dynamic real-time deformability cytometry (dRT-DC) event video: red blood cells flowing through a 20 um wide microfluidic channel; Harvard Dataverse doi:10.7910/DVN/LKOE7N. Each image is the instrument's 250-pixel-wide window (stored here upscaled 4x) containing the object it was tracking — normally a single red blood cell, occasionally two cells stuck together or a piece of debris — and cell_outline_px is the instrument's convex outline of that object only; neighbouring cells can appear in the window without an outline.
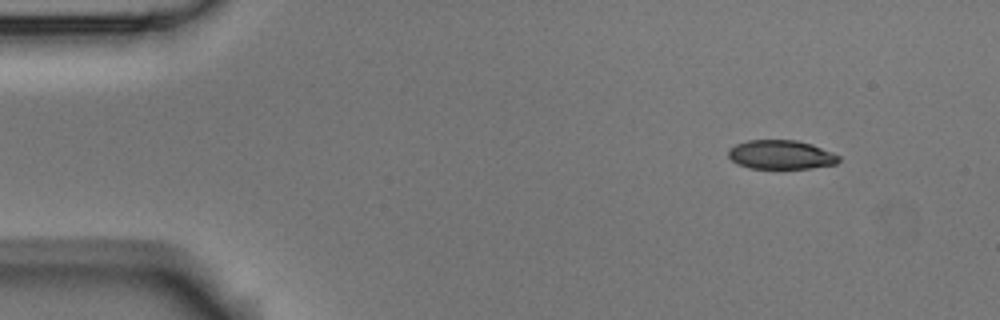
{"species": "Egyptian fruit bat (a non-hibernating species)", "species_latin": "Rousettus aegyptiacus", "temperature_condition": "room temperature", "stored_images_in_passage": 4, "camera_frame_rate_fps": 3000, "um_per_image_px": 0.085, "animal": {"sex": "male"}, "frame": {"image": 1, "passage_image": 1, "time_ms": 0.0, "image_size_px": [1000, 320], "cell_outline_px": [[840, 160], [836, 164], [812, 168], [748, 168], [736, 164], [728, 156], [728, 148], [736, 144], [748, 140], [796, 140], [812, 144], [832, 152], [840, 156]], "centroid_in_image_um": [66.37, 13.15], "position_along_channel_um": 18.6, "area_um2": 18.79}}
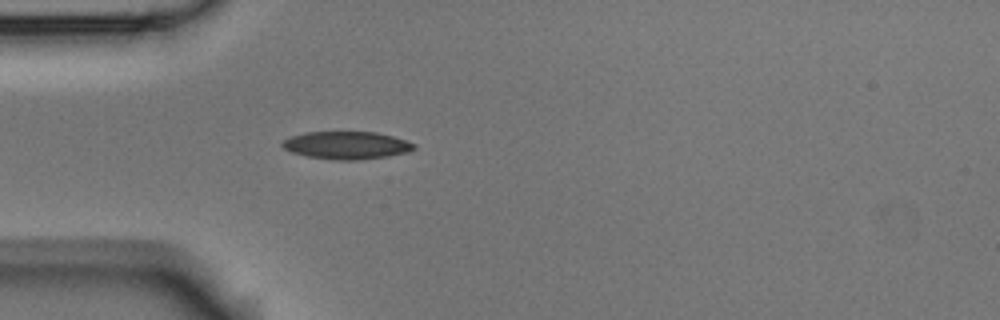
{"frame": {"image": 2, "passage_image": 4, "time_ms": 3.333, "image_size_px": [1000, 320], "cell_outline_px": [[416, 148], [408, 152], [388, 156], [356, 160], [336, 160], [308, 156], [292, 152], [284, 148], [280, 144], [288, 136], [304, 132], [376, 132], [392, 136], [416, 144]], "centroid_in_image_um": [29.44, 12.34], "position_along_channel_um": 55.6, "area_um2": 21.21}}